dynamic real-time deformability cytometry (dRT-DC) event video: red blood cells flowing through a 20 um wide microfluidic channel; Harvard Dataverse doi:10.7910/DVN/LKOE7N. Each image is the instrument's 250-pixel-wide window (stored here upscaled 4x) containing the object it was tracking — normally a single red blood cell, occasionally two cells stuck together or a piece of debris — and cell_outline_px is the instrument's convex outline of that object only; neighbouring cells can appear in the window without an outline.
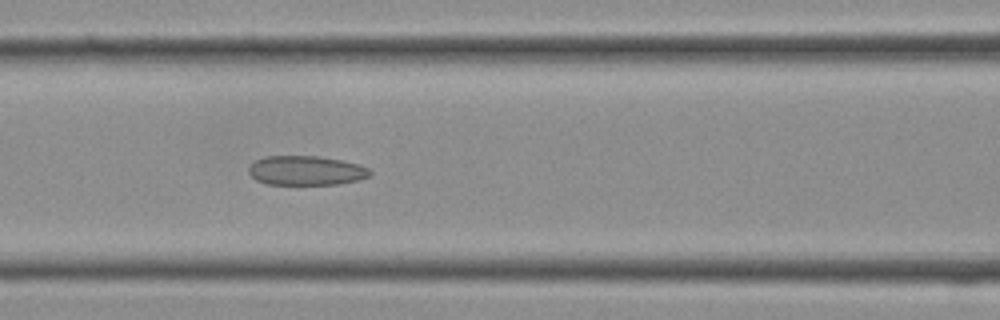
{"species": "Egyptian fruit bat (a non-hibernating species)", "species_latin": "Rousettus aegyptiacus", "temperature_condition": "cold", "stored_images_in_passage": 13, "camera_frame_rate_fps": 3000, "um_per_image_px": 0.085, "frame": {"image": 1, "passage_image": 13, "time_ms": 4.0, "image_size_px": [1000, 320], "cell_outline_px": [[372, 172], [368, 176], [360, 180], [340, 184], [268, 184], [256, 180], [248, 172], [248, 168], [256, 160], [264, 156], [320, 156], [344, 160], [360, 164], [368, 168]], "centroid_in_image_um": [26.05, 14.49], "position_along_channel_um": 140.6, "area_um2": 20.92}}